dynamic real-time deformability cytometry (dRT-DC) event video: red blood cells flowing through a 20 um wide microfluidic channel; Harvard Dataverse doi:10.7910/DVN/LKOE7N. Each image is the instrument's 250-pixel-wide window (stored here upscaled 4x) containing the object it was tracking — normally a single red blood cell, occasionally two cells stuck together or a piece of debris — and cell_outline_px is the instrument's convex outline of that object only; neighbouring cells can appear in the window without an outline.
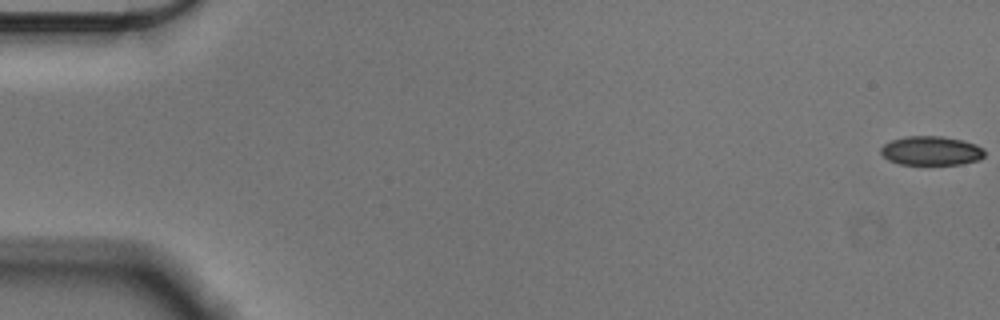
{"species": "Egyptian fruit bat (a non-hibernating species)", "species_latin": "Rousettus aegyptiacus", "temperature_condition": "cold", "stored_images_in_passage": 57, "camera_frame_rate_fps": 3000, "um_per_image_px": 0.085, "animal": {"sex": "male"}, "frame": {"image": 1, "passage_image": 1, "time_ms": 0.0, "image_size_px": [1000, 320], "cell_outline_px": [[984, 156], [980, 160], [960, 164], [900, 164], [888, 160], [880, 152], [880, 148], [884, 144], [892, 140], [908, 136], [944, 136], [964, 140], [976, 144], [984, 148]], "centroid_in_image_um": [79.18, 12.81], "position_along_channel_um": 5.8, "area_um2": 17.69}}
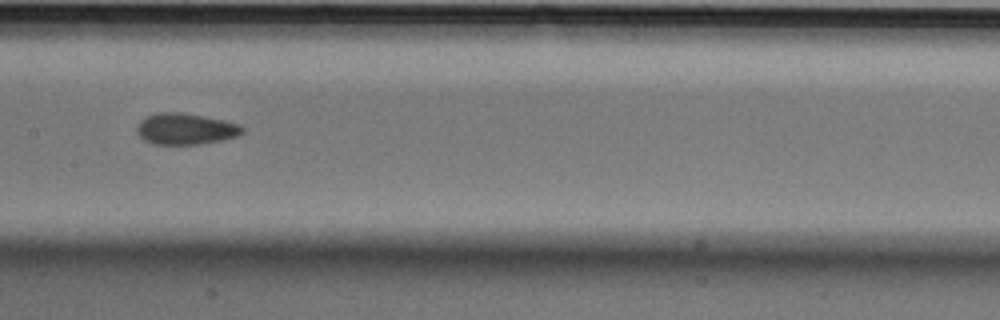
{"frame": {"image": 2, "passage_image": 29, "time_ms": 9.333, "image_size_px": [1000, 320], "cell_outline_px": [[244, 132], [236, 136], [220, 140], [200, 144], [152, 144], [144, 140], [136, 132], [136, 128], [140, 120], [148, 116], [160, 112], [180, 112], [224, 120], [240, 124], [244, 128]], "centroid_in_image_um": [15.76, 10.96], "position_along_channel_um": 191.6, "area_um2": 19.13}}
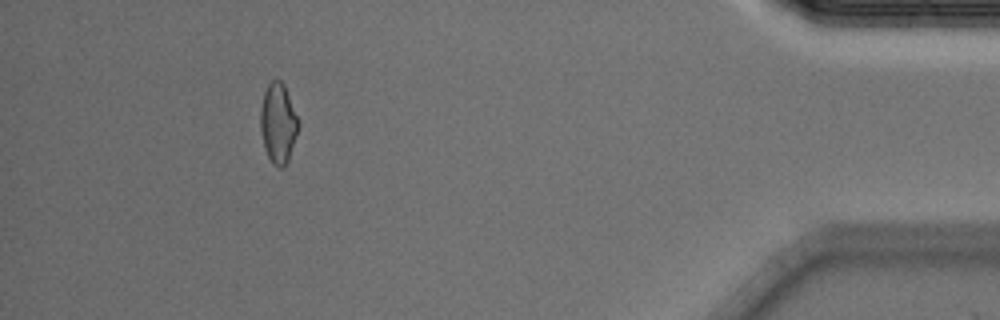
{"frame": {"image": 3, "passage_image": 52, "time_ms": 17.0, "image_size_px": [1000, 320], "cell_outline_px": [[300, 124], [288, 160], [284, 168], [280, 168], [272, 164], [264, 148], [260, 132], [260, 108], [264, 92], [268, 84], [272, 80], [280, 80], [284, 84]], "centroid_in_image_um": [23.63, 10.49], "position_along_channel_um": 411.6, "area_um2": 17.74}, "authors_computed_cell_mechanics": {"area_um2": 18.496, "velocity_mm_per_s": 3.5934, "shape_relaxation_time_tau1_ms": 4.7322, "shape_relaxation_time_tau2_ms": 5.0596, "deformation_change_tau1": 0.0742, "deformation_change_tau2": 0.0763}}